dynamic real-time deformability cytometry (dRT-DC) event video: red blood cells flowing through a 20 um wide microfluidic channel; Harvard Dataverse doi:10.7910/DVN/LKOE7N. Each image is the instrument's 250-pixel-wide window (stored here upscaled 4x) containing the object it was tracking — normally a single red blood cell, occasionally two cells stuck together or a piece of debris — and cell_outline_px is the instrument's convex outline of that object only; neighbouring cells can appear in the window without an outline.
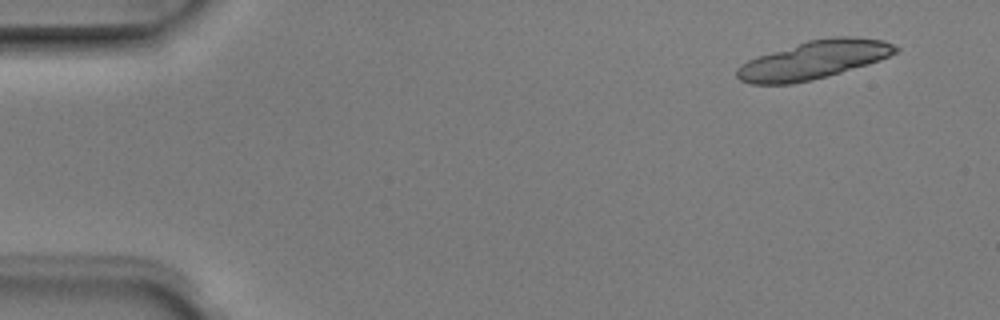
{"species": "Egyptian fruit bat (a non-hibernating species)", "species_latin": "Rousettus aegyptiacus", "temperature_condition": "room temperature", "stored_images_in_passage": 3, "camera_frame_rate_fps": 3000, "um_per_image_px": 0.085, "animal": {"sex": "male"}, "frame": {"image": 1, "passage_image": 1, "time_ms": 0.0, "image_size_px": [1000, 320], "cell_outline_px": [[900, 48], [896, 52], [880, 60], [868, 64], [812, 80], [792, 84], [752, 84], [740, 80], [736, 76], [736, 68], [740, 64], [748, 60], [808, 40], [832, 36], [852, 36], [884, 40]], "centroid_in_image_um": [69.17, 5.09], "position_along_channel_um": 15.8, "area_um2": 35.08}}